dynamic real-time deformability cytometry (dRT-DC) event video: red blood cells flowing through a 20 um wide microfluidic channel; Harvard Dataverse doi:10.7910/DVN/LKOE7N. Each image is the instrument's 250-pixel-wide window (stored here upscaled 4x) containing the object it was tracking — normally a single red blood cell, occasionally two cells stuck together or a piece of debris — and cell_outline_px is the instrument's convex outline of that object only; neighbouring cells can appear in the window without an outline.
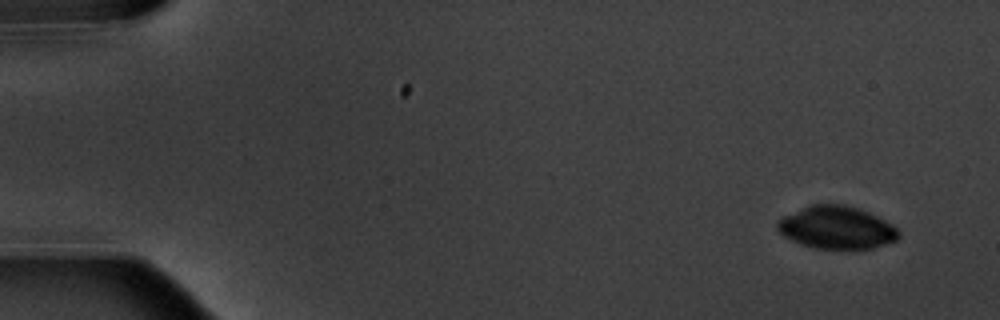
{"species": "common noctule bat (a hibernating species)", "species_latin": "Nyctalus noctula", "temperature_condition": "warm", "stored_images_in_passage": 5, "camera_frame_rate_fps": 3000, "um_per_image_px": 0.085, "animal": {"sex": "male", "body_mass_g": 20.1, "forearm_length_mm": 53.5}, "frame": {"image": 1, "passage_image": 1, "time_ms": 0.0, "image_size_px": [1000, 320], "cell_outline_px": [[900, 236], [896, 240], [872, 248], [816, 248], [800, 244], [784, 236], [776, 228], [776, 220], [808, 204], [844, 204], [860, 208], [892, 224], [900, 232]], "centroid_in_image_um": [71.08, 19.32], "position_along_channel_um": 13.9, "area_um2": 30.11}}